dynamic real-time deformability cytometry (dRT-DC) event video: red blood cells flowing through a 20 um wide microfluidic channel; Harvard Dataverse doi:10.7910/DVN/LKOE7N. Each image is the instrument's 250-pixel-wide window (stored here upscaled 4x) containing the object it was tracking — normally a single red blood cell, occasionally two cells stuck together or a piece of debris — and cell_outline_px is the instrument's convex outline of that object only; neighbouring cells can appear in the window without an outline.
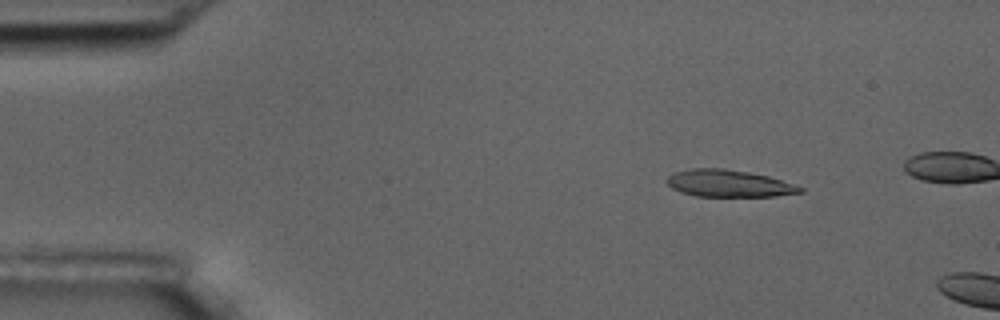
{"species": "common noctule bat (a hibernating species)", "species_latin": "Nyctalus noctula", "temperature_condition": "room temperature", "stored_images_in_passage": 4, "camera_frame_rate_fps": 3000, "um_per_image_px": 0.085, "animal": {"sex": "male", "body_mass_g": 17.5, "forearm_length_mm": 52.3}, "frame": {"image": 1, "passage_image": 3, "time_ms": 2.0, "image_size_px": [1000, 320], "cell_outline_px": [[804, 192], [776, 196], [696, 196], [680, 192], [672, 188], [664, 180], [672, 172], [692, 168], [724, 168], [748, 172], [768, 176], [804, 188]], "centroid_in_image_um": [61.89, 15.59], "position_along_channel_um": 23.1, "area_um2": 21.04}}